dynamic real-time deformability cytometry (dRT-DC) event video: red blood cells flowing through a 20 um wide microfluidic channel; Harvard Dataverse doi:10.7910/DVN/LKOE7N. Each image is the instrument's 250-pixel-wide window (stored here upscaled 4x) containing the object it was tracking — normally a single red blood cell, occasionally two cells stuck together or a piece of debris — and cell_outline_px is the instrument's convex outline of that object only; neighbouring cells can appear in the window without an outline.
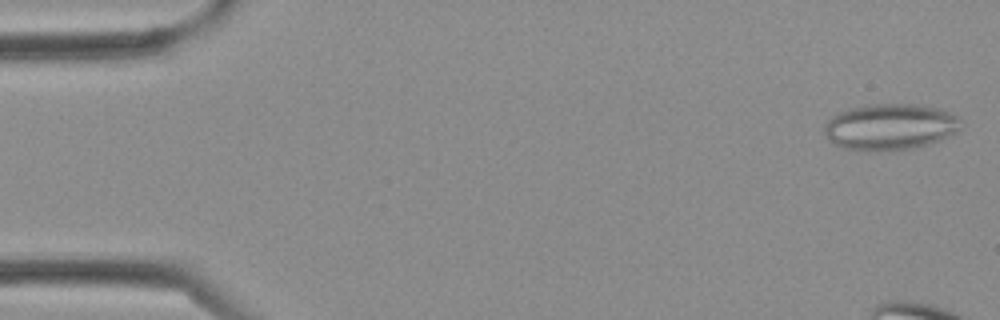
{"species": "Egyptian fruit bat (a non-hibernating species)", "species_latin": "Rousettus aegyptiacus", "temperature_condition": "cold", "stored_images_in_passage": 4, "camera_frame_rate_fps": 3000, "um_per_image_px": 0.085, "frame": {"image": 1, "passage_image": 1, "time_ms": 0.0, "image_size_px": [1000, 320], "cell_outline_px": [[964, 124], [960, 132], [940, 140], [928, 144], [896, 152], [868, 152], [840, 148], [832, 144], [828, 140], [824, 132], [824, 128], [828, 120], [836, 112], [848, 108], [864, 104], [912, 104], [940, 108], [956, 116]], "centroid_in_image_um": [75.64, 10.81], "position_along_channel_um": 9.4, "area_um2": 37.97}}